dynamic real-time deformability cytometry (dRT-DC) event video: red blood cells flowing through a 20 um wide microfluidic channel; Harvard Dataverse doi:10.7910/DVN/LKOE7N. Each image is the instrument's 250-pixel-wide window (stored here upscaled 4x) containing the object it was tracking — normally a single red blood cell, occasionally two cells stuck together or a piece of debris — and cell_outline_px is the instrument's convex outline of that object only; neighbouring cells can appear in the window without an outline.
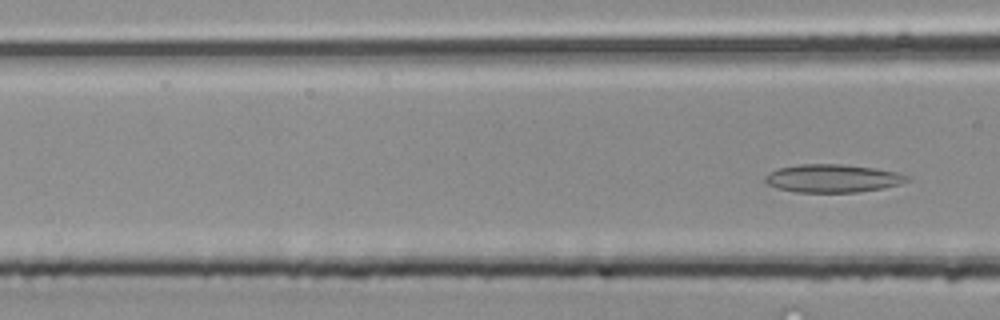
{"species": "common noctule bat (a hibernating species)", "species_latin": "Nyctalus noctula", "temperature_condition": "room temperature", "stored_images_in_passage": 4, "segment_of_instrument_passage": [2, 2], "camera_frame_rate_fps": 3000, "um_per_image_px": 0.085, "animal": {"sex": "male", "body_mass_g": 20.4}, "frame": {"image": 1, "passage_image": 4, "time_ms": 1.0, "image_size_px": [1000, 320], "cell_outline_px": [[908, 180], [900, 184], [880, 188], [856, 192], [792, 192], [776, 188], [768, 184], [764, 180], [764, 176], [768, 172], [776, 168], [800, 164], [844, 164], [876, 168], [896, 172], [908, 176]], "centroid_in_image_um": [70.7, 15.15], "position_along_channel_um": 95.9, "area_um2": 23.29}}